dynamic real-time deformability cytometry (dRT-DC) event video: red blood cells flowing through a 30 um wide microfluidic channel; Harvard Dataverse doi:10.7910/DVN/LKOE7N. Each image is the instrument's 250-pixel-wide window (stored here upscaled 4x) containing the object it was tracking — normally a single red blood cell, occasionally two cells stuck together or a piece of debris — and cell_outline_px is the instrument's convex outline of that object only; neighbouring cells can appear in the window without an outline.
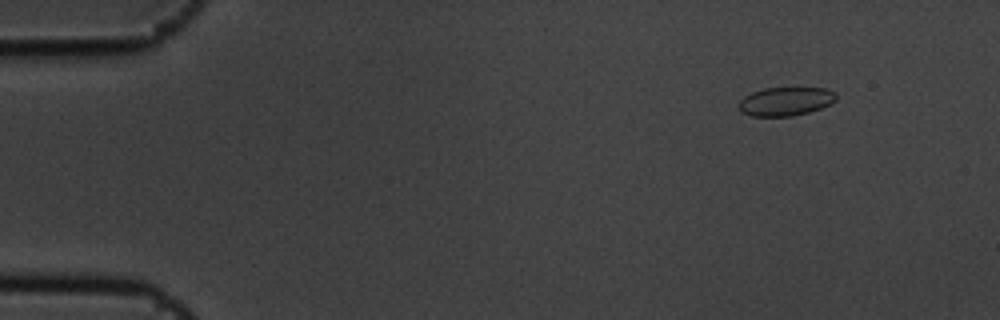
{"species": "common noctule bat (a hibernating species)", "species_latin": "Nyctalus noctula", "temperature_condition": "cold", "stored_images_in_passage": 6, "segment_of_instrument_passage": [1, 2], "camera_frame_rate_fps": 3000, "um_per_image_px": 0.085, "animal": {"sex": "male", "body_mass_g": 19.5, "forearm_length_mm": 54.6}, "frame": {"image": 1, "passage_image": 2, "time_ms": 0.333, "image_size_px": [1000, 320], "cell_outline_px": [[836, 100], [820, 108], [808, 112], [792, 116], [752, 116], [740, 112], [740, 100], [744, 96], [752, 92], [764, 88], [824, 88], [836, 92]], "centroid_in_image_um": [66.76, 8.61], "position_along_channel_um": 18.2, "area_um2": 16.13}}
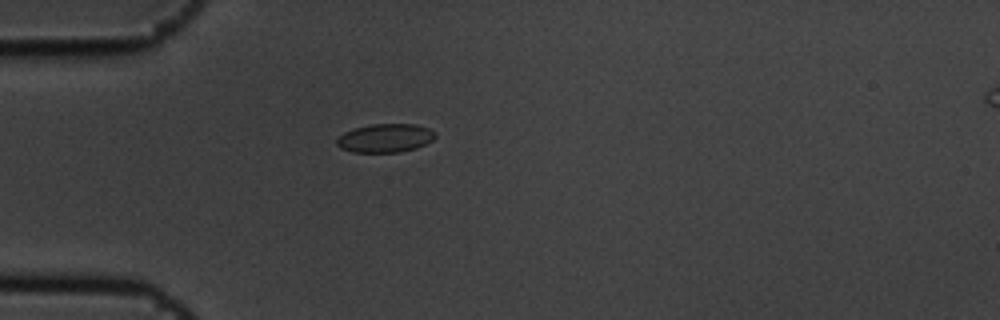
{"frame": {"image": 2, "passage_image": 5, "time_ms": 1.333, "image_size_px": [1000, 320], "cell_outline_px": [[436, 136], [432, 140], [416, 148], [400, 152], [352, 152], [340, 148], [336, 144], [336, 140], [344, 132], [356, 128], [372, 124], [416, 124], [428, 128], [436, 132]], "centroid_in_image_um": [32.75, 11.74], "position_along_channel_um": 52.3, "area_um2": 16.36}}